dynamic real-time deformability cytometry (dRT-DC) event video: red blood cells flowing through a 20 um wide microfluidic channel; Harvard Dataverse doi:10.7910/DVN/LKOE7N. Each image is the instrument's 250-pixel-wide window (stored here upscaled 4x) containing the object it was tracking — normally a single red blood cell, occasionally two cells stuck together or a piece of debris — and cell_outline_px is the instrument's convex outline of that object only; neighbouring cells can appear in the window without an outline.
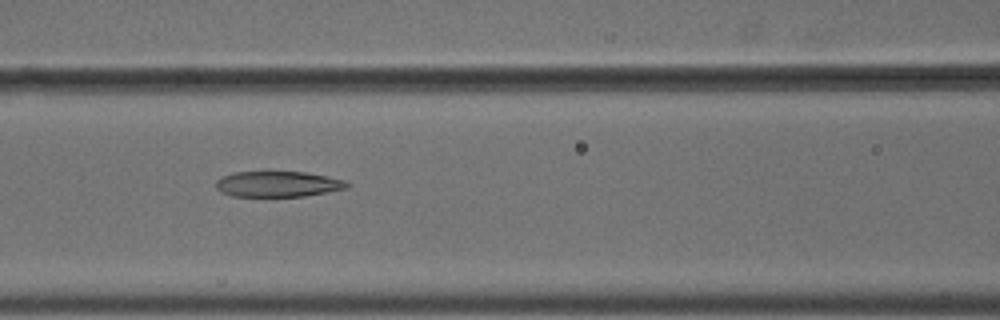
{"species": "common noctule bat (a hibernating species)", "species_latin": "Nyctalus noctula", "temperature_condition": "cold", "stored_images_in_passage": 10, "camera_frame_rate_fps": 3000, "um_per_image_px": 0.085, "animal": {"sex": "male", "body_mass_g": 18.8}, "frame": {"image": 1, "passage_image": 7, "time_ms": 2.0, "image_size_px": [1000, 320], "cell_outline_px": [[348, 188], [328, 192], [304, 196], [232, 196], [220, 192], [216, 188], [216, 180], [220, 176], [236, 172], [268, 168], [304, 172], [344, 180], [348, 184]], "centroid_in_image_um": [23.54, 15.59], "position_along_channel_um": 143.1, "area_um2": 20.46}}
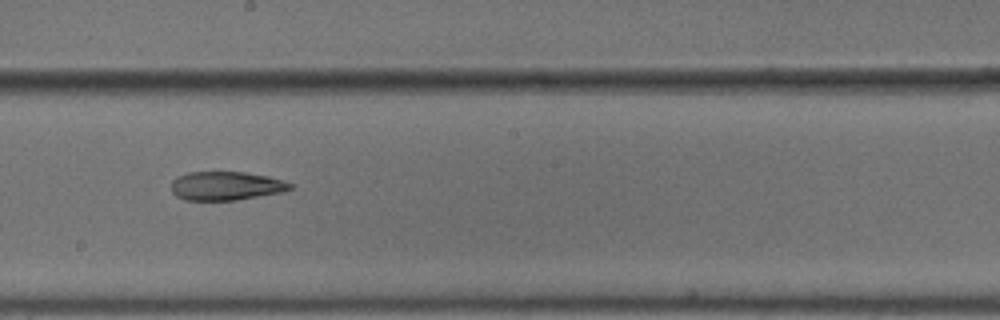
{"frame": {"image": 2, "passage_image": 9, "time_ms": 2.667, "image_size_px": [1000, 320], "cell_outline_px": [[292, 188], [284, 192], [236, 200], [184, 200], [176, 196], [172, 192], [172, 180], [188, 172], [244, 172], [268, 176], [292, 184]], "centroid_in_image_um": [19.21, 15.8], "position_along_channel_um": 229.0, "area_um2": 19.83}}
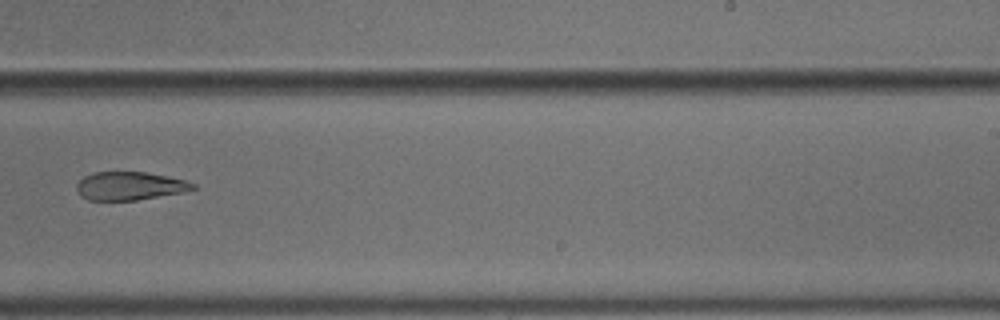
{"frame": {"image": 3, "passage_image": 10, "time_ms": 3.0, "image_size_px": [1000, 320], "cell_outline_px": [[196, 188], [184, 192], [136, 200], [88, 200], [80, 196], [76, 188], [76, 184], [84, 176], [96, 172], [144, 172], [168, 176], [184, 180], [196, 184]], "centroid_in_image_um": [11.02, 15.81], "position_along_channel_um": 278.0, "area_um2": 19.13}}